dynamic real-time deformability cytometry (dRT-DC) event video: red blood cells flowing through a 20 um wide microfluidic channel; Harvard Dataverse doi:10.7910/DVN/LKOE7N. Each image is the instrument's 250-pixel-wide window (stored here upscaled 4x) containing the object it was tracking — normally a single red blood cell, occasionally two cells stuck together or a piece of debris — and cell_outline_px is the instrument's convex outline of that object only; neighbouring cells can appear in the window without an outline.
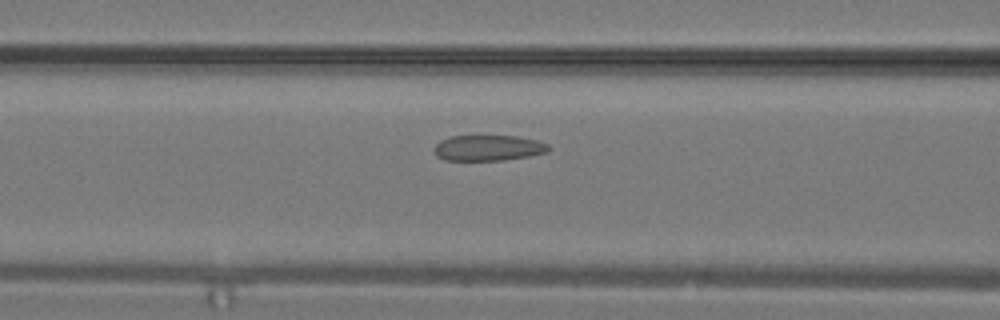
{"species": "common noctule bat (a hibernating species)", "species_latin": "Nyctalus noctula", "temperature_condition": "warm", "stored_images_in_passage": 15, "camera_frame_rate_fps": 3000, "um_per_image_px": 0.085, "animal": {"sex": "male", "body_mass_g": 19.2, "forearm_length_mm": 51.8}, "frame": {"image": 1, "passage_image": 7, "time_ms": 2.0, "image_size_px": [1000, 320], "cell_outline_px": [[552, 148], [548, 152], [528, 156], [504, 160], [444, 160], [436, 156], [432, 148], [440, 140], [452, 136], [516, 136], [536, 140], [548, 144]], "centroid_in_image_um": [41.49, 12.57], "position_along_channel_um": 125.1, "area_um2": 17.22}}
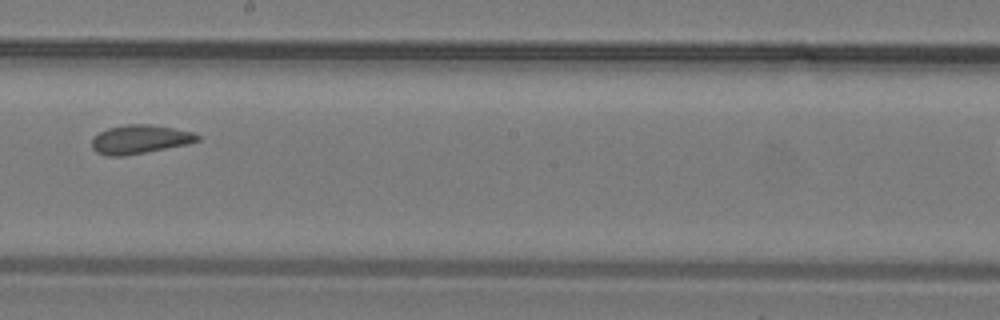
{"frame": {"image": 2, "passage_image": 12, "time_ms": 3.667, "image_size_px": [1000, 320], "cell_outline_px": [[200, 140], [188, 144], [124, 156], [108, 156], [96, 152], [92, 148], [92, 136], [108, 128], [128, 124], [152, 124], [192, 132], [200, 136]], "centroid_in_image_um": [11.87, 11.84], "position_along_channel_um": 236.3, "area_um2": 17.69}}
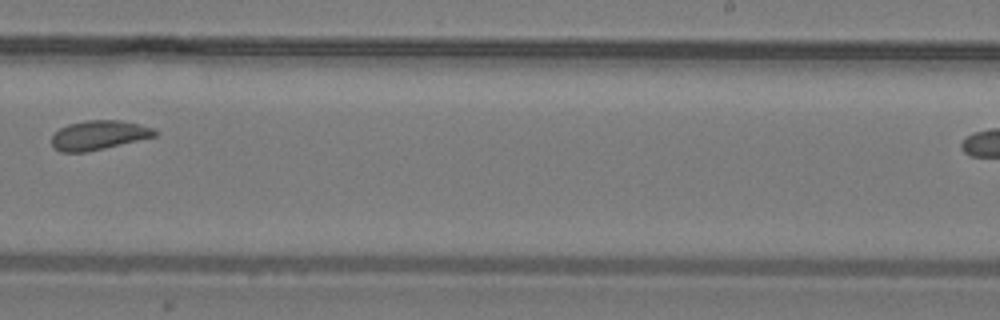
{"frame": {"image": 3, "passage_image": 14, "time_ms": 4.333, "image_size_px": [1000, 320], "cell_outline_px": [[160, 132], [156, 136], [104, 148], [84, 152], [60, 152], [52, 144], [52, 136], [60, 128], [68, 124], [84, 120], [120, 120], [152, 128]], "centroid_in_image_um": [8.39, 11.48], "position_along_channel_um": 280.6, "area_um2": 17.4}}